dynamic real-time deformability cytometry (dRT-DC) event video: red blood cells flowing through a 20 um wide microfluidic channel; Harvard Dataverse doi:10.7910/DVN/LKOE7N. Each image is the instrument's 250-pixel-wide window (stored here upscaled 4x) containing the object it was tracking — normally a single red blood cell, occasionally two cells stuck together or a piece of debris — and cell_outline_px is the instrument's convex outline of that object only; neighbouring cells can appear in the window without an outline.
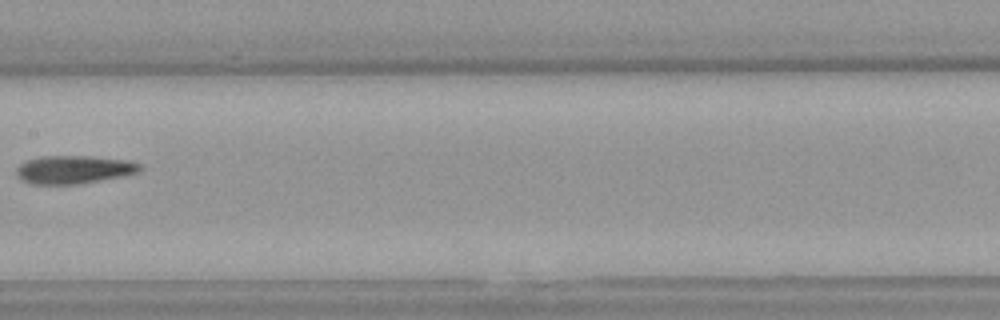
{"species": "Egyptian fruit bat (a non-hibernating species)", "species_latin": "Rousettus aegyptiacus", "temperature_condition": "warm", "stored_images_in_passage": 7, "camera_frame_rate_fps": 3000, "um_per_image_px": 0.085, "animal": {"sex": "female"}, "frame": {"image": 1, "passage_image": 6, "time_ms": 1.667, "image_size_px": [1000, 320], "cell_outline_px": [[144, 168], [136, 172], [124, 176], [80, 184], [32, 184], [24, 180], [16, 172], [16, 168], [20, 164], [28, 160], [40, 156], [92, 156], [128, 160], [140, 164]], "centroid_in_image_um": [6.32, 14.41], "position_along_channel_um": 201.1, "area_um2": 20.23}}